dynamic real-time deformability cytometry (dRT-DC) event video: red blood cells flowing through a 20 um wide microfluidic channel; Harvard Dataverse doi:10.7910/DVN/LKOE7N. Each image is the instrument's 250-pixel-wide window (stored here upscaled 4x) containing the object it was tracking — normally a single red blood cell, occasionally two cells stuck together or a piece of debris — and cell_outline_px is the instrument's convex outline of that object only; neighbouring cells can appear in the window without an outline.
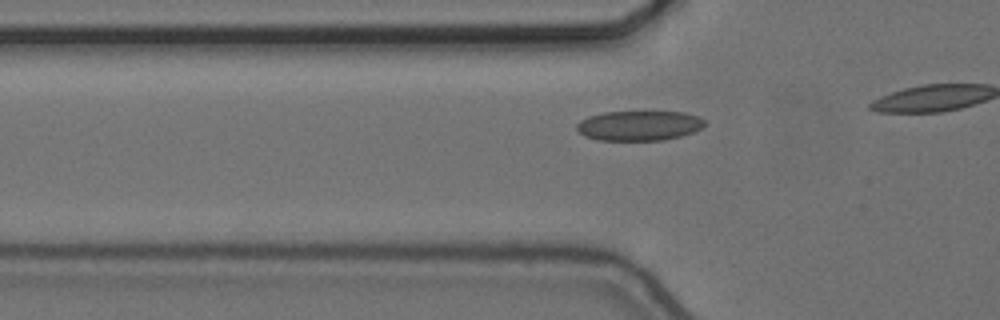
{"species": "common noctule bat (a hibernating species)", "species_latin": "Nyctalus noctula", "temperature_condition": "cold", "stored_images_in_passage": 11, "camera_frame_rate_fps": 3000, "um_per_image_px": 0.085, "animal": {"sex": "female", "body_mass_g": 24.6, "forearm_length_mm": 56.2}, "frame": {"image": 1, "passage_image": 5, "time_ms": 1.333, "image_size_px": [1000, 320], "cell_outline_px": [[704, 124], [700, 128], [692, 132], [680, 136], [664, 140], [596, 140], [584, 136], [576, 128], [576, 124], [580, 120], [588, 116], [604, 112], [684, 112], [700, 116], [704, 120]], "centroid_in_image_um": [54.29, 10.68], "position_along_channel_um": 71.5, "area_um2": 22.25}}
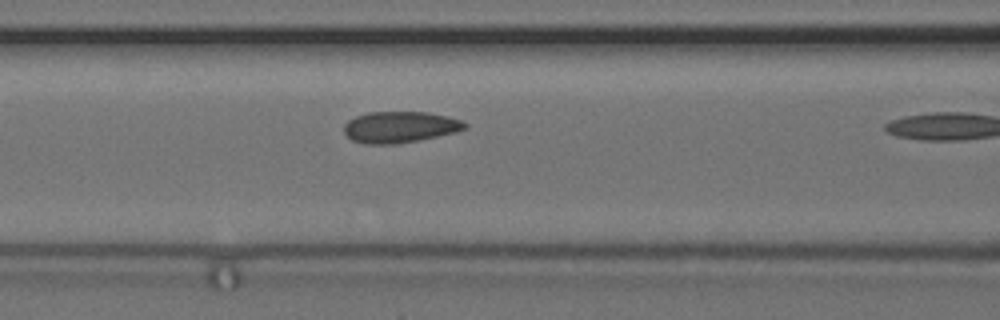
{"frame": {"image": 2, "passage_image": 10, "time_ms": 3.0, "image_size_px": [1000, 320], "cell_outline_px": [[468, 128], [456, 132], [420, 140], [396, 144], [364, 144], [352, 140], [344, 132], [344, 124], [348, 120], [356, 116], [368, 112], [428, 112], [448, 116], [460, 120], [468, 124]], "centroid_in_image_um": [34.0, 10.8], "position_along_channel_um": 132.6, "area_um2": 22.2}}